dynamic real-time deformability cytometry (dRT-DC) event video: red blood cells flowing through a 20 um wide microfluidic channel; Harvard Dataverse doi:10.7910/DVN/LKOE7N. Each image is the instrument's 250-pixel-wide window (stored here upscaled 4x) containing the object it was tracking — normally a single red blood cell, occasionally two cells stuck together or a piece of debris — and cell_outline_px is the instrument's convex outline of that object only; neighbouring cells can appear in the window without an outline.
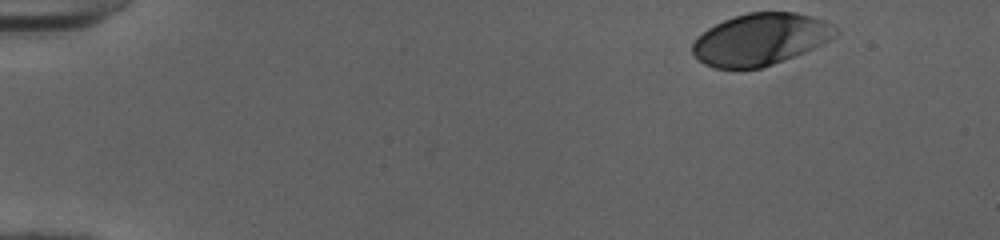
{"species": "human", "species_latin": "Homo sapiens", "temperature_condition": "cold", "stored_images_in_passage": 47, "camera_frame_rate_fps": 3000, "um_per_image_px": 0.085, "donor": {"sex": "female"}, "frame": {"image": 1, "passage_image": 1, "time_ms": 0.0, "image_size_px": [1000, 240], "cell_outline_px": [[836, 36], [804, 52], [784, 60], [760, 68], [712, 68], [696, 60], [692, 52], [692, 44], [696, 36], [708, 28], [724, 20], [748, 12], [796, 12], [812, 16], [824, 20], [832, 24], [836, 28]], "centroid_in_image_um": [64.59, 3.34], "position_along_channel_um": 20.4, "area_um2": 43.12}}
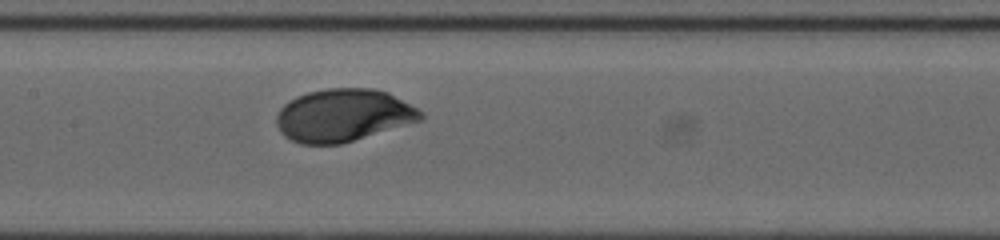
{"frame": {"image": 2, "passage_image": 22, "time_ms": 7.0, "image_size_px": [1000, 240], "cell_outline_px": [[424, 120], [340, 144], [300, 144], [284, 136], [280, 132], [276, 124], [276, 116], [280, 108], [284, 104], [296, 96], [308, 92], [328, 88], [372, 88], [388, 92], [424, 112]], "centroid_in_image_um": [29.18, 9.8], "position_along_channel_um": 178.2, "area_um2": 44.45}}
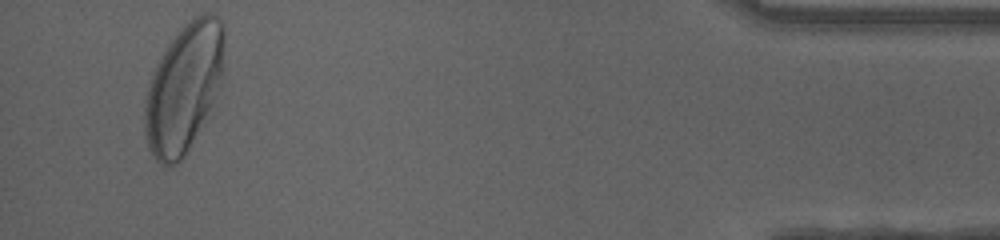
{"frame": {"image": 3, "passage_image": 45, "time_ms": 14.667, "image_size_px": [1000, 240], "cell_outline_px": [[224, 44], [220, 80], [208, 112], [184, 156], [176, 164], [160, 164], [152, 156], [148, 148], [144, 136], [144, 100], [152, 72], [156, 64], [168, 44], [180, 28], [184, 24], [196, 16], [204, 12], [208, 12], [216, 16], [224, 24]], "centroid_in_image_um": [15.58, 7.46], "position_along_channel_um": 419.6, "area_um2": 58.96}, "authors_computed_cell_mechanics": {"area_um2": 43.4656, "velocity_mm_per_s": 3.968, "shape_relaxation_time_tau1_ms": 1.6547, "shape_relaxation_time_tau2_ms": null, "deformation_change_tau1": 0.1282, "deformation_change_tau2": null}}